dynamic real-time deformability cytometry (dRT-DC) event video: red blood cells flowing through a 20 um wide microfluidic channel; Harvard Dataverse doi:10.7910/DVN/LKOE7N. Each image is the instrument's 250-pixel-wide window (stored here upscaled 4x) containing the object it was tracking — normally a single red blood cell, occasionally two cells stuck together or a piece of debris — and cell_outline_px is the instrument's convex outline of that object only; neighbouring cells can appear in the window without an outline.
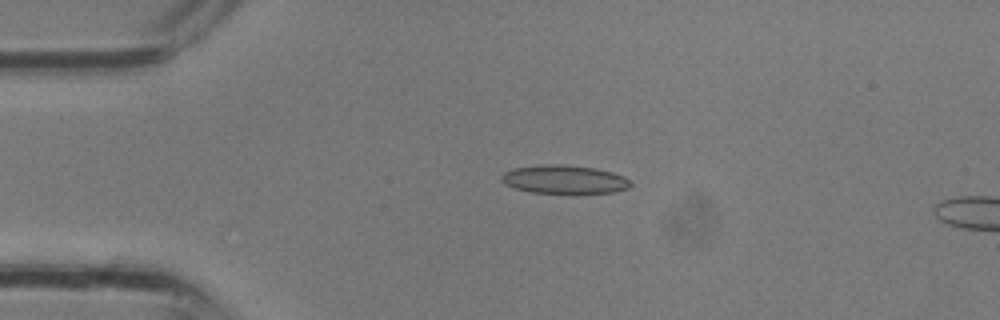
{"species": "common noctule bat (a hibernating species)", "species_latin": "Nyctalus noctula", "temperature_condition": "room temperature", "stored_images_in_passage": 2, "camera_frame_rate_fps": 3000, "um_per_image_px": 0.085, "animal": {"sex": "male", "body_mass_g": 13.3}, "frame": {"image": 1, "passage_image": 1, "time_ms": 0.0, "image_size_px": [1000, 320], "cell_outline_px": [[632, 184], [628, 188], [612, 192], [532, 192], [516, 188], [504, 184], [500, 180], [500, 176], [504, 172], [512, 168], [544, 164], [560, 164], [596, 168], [612, 172], [624, 176]], "centroid_in_image_um": [47.92, 15.22], "position_along_channel_um": 37.1, "area_um2": 21.15}}